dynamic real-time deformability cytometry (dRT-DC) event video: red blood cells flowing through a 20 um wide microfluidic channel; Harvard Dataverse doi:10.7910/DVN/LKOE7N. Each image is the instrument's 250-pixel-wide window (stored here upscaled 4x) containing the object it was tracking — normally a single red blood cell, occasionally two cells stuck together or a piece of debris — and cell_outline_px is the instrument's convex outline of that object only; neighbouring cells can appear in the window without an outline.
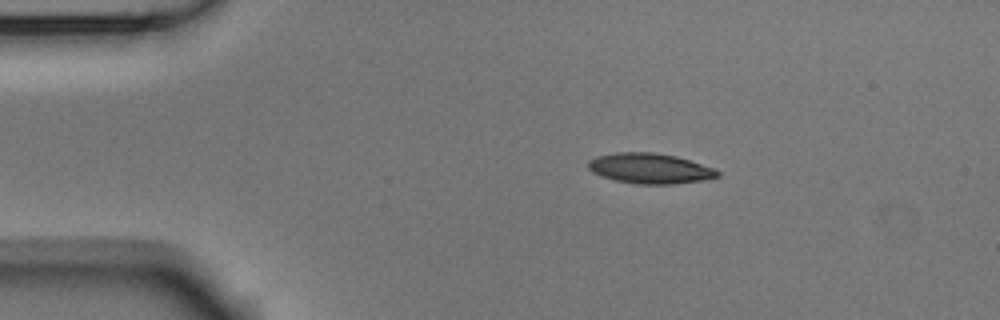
{"species": "Egyptian fruit bat (a non-hibernating species)", "species_latin": "Rousettus aegyptiacus", "temperature_condition": "room temperature", "stored_images_in_passage": 44, "camera_frame_rate_fps": 3000, "um_per_image_px": 0.085, "animal": {"sex": "male"}, "frame": {"image": 1, "passage_image": 1, "time_ms": 0.0, "image_size_px": [1000, 320], "cell_outline_px": [[720, 176], [708, 180], [672, 184], [636, 184], [612, 180], [592, 172], [588, 168], [588, 160], [596, 156], [616, 152], [652, 152], [676, 156], [716, 168], [720, 172]], "centroid_in_image_um": [55.27, 14.32], "position_along_channel_um": 29.7, "area_um2": 23.18}}
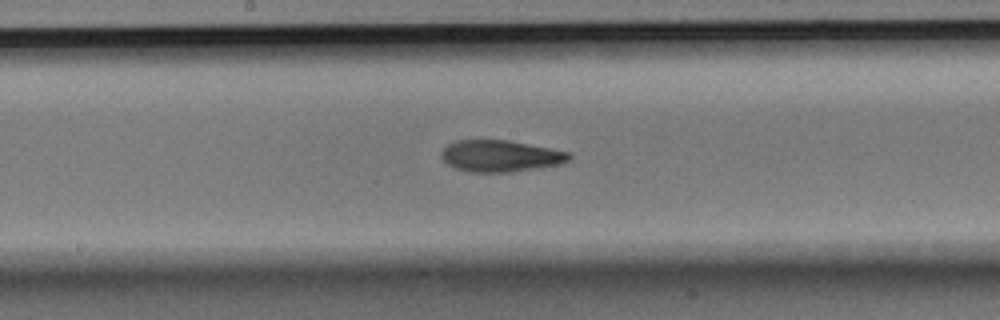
{"frame": {"image": 2, "passage_image": 19, "time_ms": 6.0, "image_size_px": [1000, 320], "cell_outline_px": [[572, 156], [568, 160], [560, 164], [512, 172], [472, 172], [456, 168], [448, 164], [440, 156], [440, 152], [452, 140], [508, 140], [572, 152]], "centroid_in_image_um": [42.54, 13.25], "position_along_channel_um": 205.7, "area_um2": 23.58}}
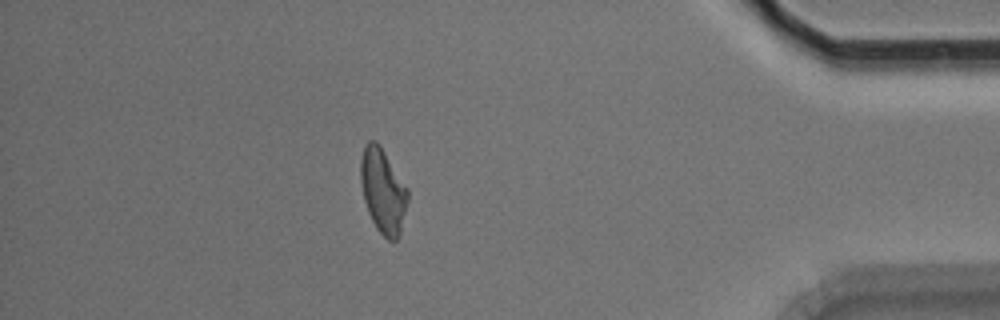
{"frame": {"image": 3, "passage_image": 38, "time_ms": 12.333, "image_size_px": [1000, 320], "cell_outline_px": [[408, 200], [400, 236], [396, 240], [388, 240], [376, 228], [368, 212], [364, 200], [360, 180], [360, 160], [364, 144], [368, 140], [376, 140], [380, 144], [408, 188]], "centroid_in_image_um": [32.55, 16.19], "position_along_channel_um": 402.7, "area_um2": 23.52}, "authors_computed_cell_mechanics": {"area_um2": 23.409, "velocity_mm_per_s": 3.773, "shape_relaxation_time_tau1_ms": 6.5832, "shape_relaxation_time_tau2_ms": 3.6897, "deformation_change_tau1": 0.1858, "deformation_change_tau2": 0.1134}}